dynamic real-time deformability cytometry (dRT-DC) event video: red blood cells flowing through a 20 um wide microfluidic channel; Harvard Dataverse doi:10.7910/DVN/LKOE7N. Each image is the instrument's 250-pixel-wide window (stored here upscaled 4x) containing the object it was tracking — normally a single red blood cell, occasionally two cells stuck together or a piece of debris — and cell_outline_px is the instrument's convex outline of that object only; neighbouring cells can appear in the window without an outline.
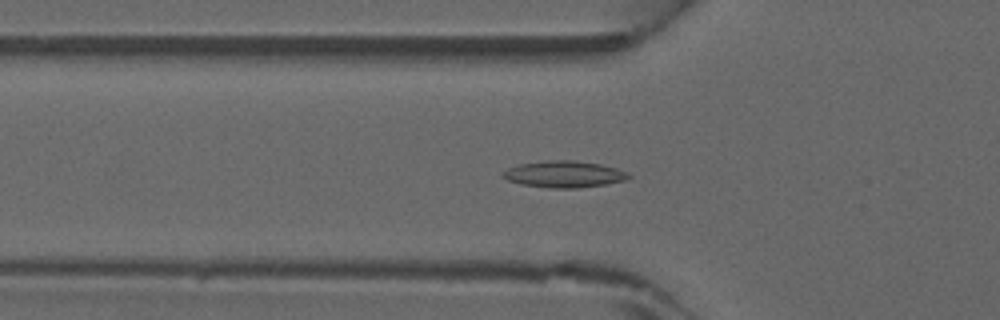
{"species": "common noctule bat (a hibernating species)", "species_latin": "Nyctalus noctula", "temperature_condition": "warm", "stored_images_in_passage": 37, "camera_frame_rate_fps": 3000, "um_per_image_px": 0.085, "animal": {"sex": "male", "forearm_length_mm": 52.5}, "frame": {"image": 1, "passage_image": 7, "time_ms": 2.0, "image_size_px": [1000, 320], "cell_outline_px": [[632, 176], [624, 180], [604, 184], [576, 188], [552, 188], [524, 184], [508, 180], [500, 176], [500, 172], [508, 168], [520, 164], [548, 160], [576, 160], [600, 164], [616, 168], [628, 172]], "centroid_in_image_um": [47.93, 14.79], "position_along_channel_um": 77.9, "area_um2": 19.36}}
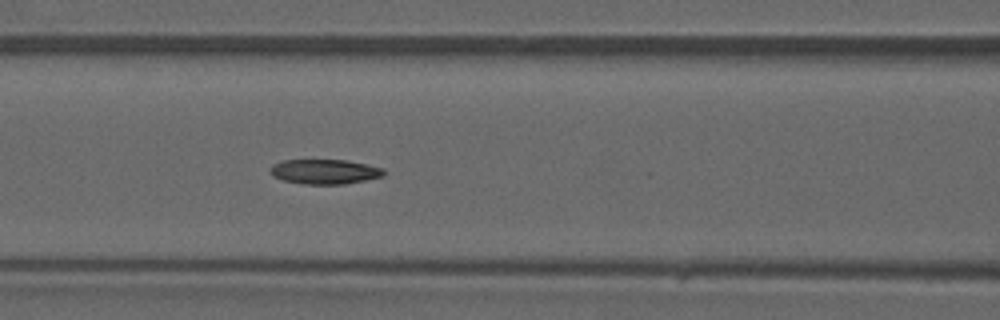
{"frame": {"image": 2, "passage_image": 11, "time_ms": 3.333, "image_size_px": [1000, 320], "cell_outline_px": [[388, 172], [384, 176], [344, 184], [304, 184], [284, 180], [272, 176], [268, 172], [268, 168], [272, 164], [284, 160], [348, 160], [368, 164], [384, 168]], "centroid_in_image_um": [27.61, 14.58], "position_along_channel_um": 139.0, "area_um2": 16.65}}
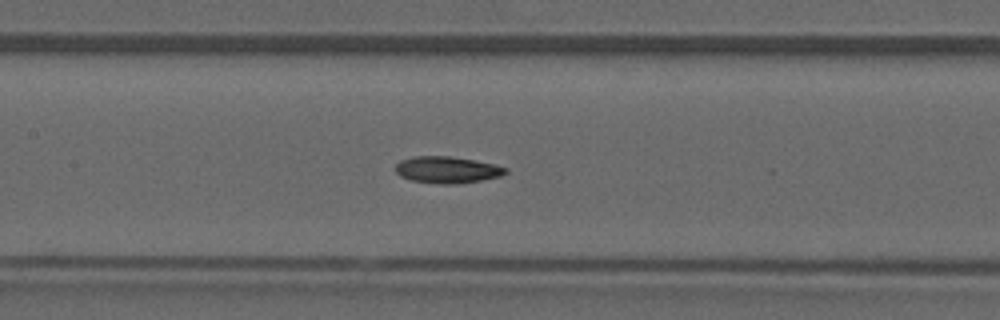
{"frame": {"image": 3, "passage_image": 13, "time_ms": 4.0, "image_size_px": [1000, 320], "cell_outline_px": [[508, 172], [500, 176], [480, 180], [456, 184], [444, 184], [412, 180], [400, 176], [396, 172], [396, 164], [400, 160], [416, 156], [448, 156], [496, 164], [508, 168]], "centroid_in_image_um": [38.02, 14.43], "position_along_channel_um": 169.4, "area_um2": 16.94}}